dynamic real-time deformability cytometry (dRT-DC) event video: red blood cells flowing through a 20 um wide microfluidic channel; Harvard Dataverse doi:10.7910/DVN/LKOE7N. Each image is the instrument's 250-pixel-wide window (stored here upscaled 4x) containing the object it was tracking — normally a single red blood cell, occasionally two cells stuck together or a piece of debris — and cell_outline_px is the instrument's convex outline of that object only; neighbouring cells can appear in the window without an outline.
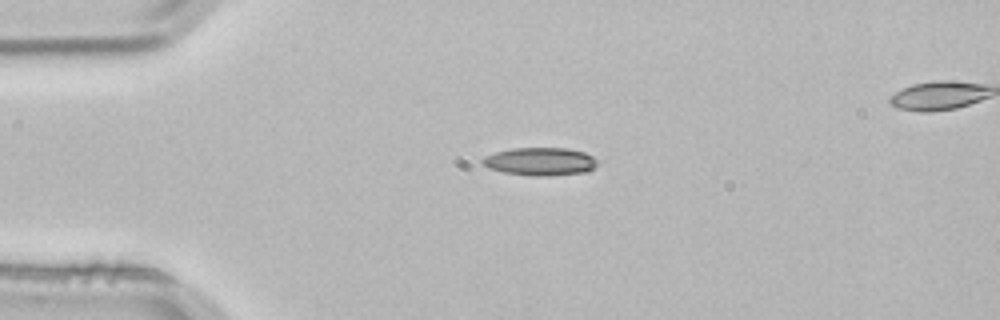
{"species": "common noctule bat (a hibernating species)", "species_latin": "Nyctalus noctula", "temperature_condition": "room temperature", "stored_images_in_passage": 4, "camera_frame_rate_fps": 3000, "um_per_image_px": 0.085, "animal": {"sex": "male", "body_mass_g": 21.5, "forearm_length_mm": 52.0}, "frame": {"image": 1, "passage_image": 4, "time_ms": 1.0, "image_size_px": [1000, 320], "cell_outline_px": [[596, 164], [592, 168], [584, 172], [548, 176], [532, 176], [504, 172], [488, 168], [480, 160], [484, 156], [496, 152], [512, 148], [568, 148], [584, 152], [592, 156], [596, 160]], "centroid_in_image_um": [45.88, 13.72], "position_along_channel_um": 39.1, "area_um2": 18.61}}